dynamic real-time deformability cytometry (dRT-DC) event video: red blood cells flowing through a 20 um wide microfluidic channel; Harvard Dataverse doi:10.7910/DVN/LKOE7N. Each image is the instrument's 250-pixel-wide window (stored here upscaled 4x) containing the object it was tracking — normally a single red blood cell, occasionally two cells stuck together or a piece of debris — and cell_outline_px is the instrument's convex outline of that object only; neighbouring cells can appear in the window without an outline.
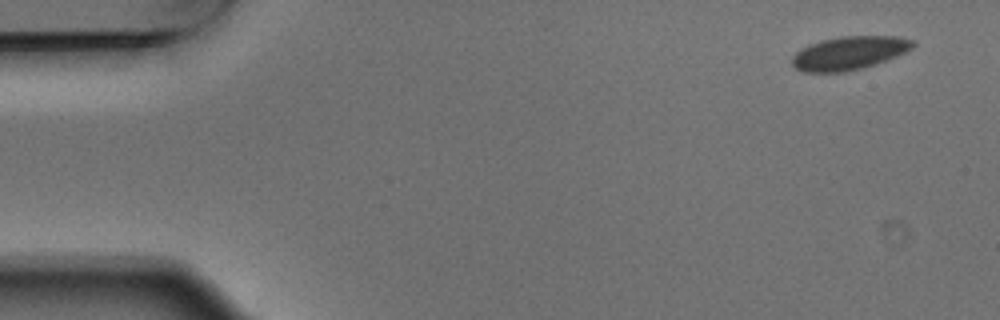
{"species": "Egyptian fruit bat (a non-hibernating species)", "species_latin": "Rousettus aegyptiacus", "temperature_condition": "warm", "stored_images_in_passage": 4, "camera_frame_rate_fps": 3000, "um_per_image_px": 0.085, "animal": {"sex": "male"}, "frame": {"image": 1, "passage_image": 1, "time_ms": 0.0, "image_size_px": [1000, 320], "cell_outline_px": [[916, 44], [912, 48], [896, 56], [876, 64], [844, 72], [800, 72], [792, 64], [792, 56], [800, 48], [808, 44], [820, 40], [840, 36], [900, 36], [916, 40]], "centroid_in_image_um": [72.17, 4.49], "position_along_channel_um": 12.8, "area_um2": 23.76}}